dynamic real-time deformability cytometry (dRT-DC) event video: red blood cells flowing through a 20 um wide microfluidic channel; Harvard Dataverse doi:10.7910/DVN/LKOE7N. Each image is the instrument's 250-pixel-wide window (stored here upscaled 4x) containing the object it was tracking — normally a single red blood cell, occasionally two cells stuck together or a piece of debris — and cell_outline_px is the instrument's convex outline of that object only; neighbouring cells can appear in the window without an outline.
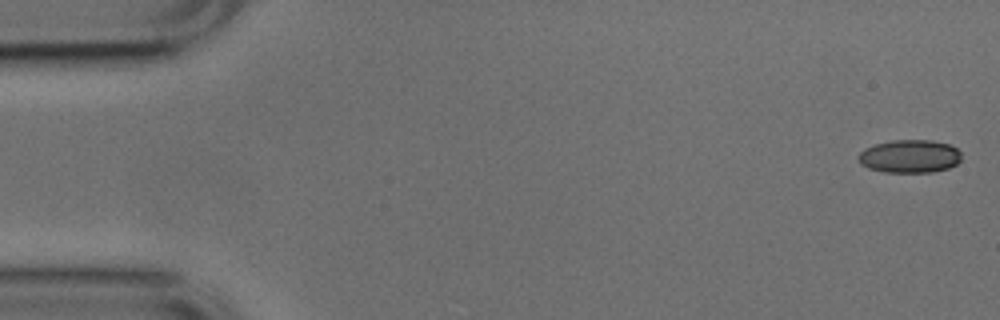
{"species": "common noctule bat (a hibernating species)", "species_latin": "Nyctalus noctula", "temperature_condition": "cold", "stored_images_in_passage": 52, "camera_frame_rate_fps": 3000, "um_per_image_px": 0.085, "animal": {"sex": "male", "body_mass_g": 17.9, "forearm_length_mm": 54.2}, "frame": {"image": 1, "passage_image": 1, "time_ms": 0.0, "image_size_px": [1000, 320], "cell_outline_px": [[960, 160], [956, 164], [948, 168], [932, 172], [884, 172], [868, 168], [860, 164], [856, 156], [864, 148], [876, 144], [892, 140], [932, 140], [948, 144], [956, 148], [960, 152]], "centroid_in_image_um": [77.29, 13.28], "position_along_channel_um": 7.7, "area_um2": 19.94}}
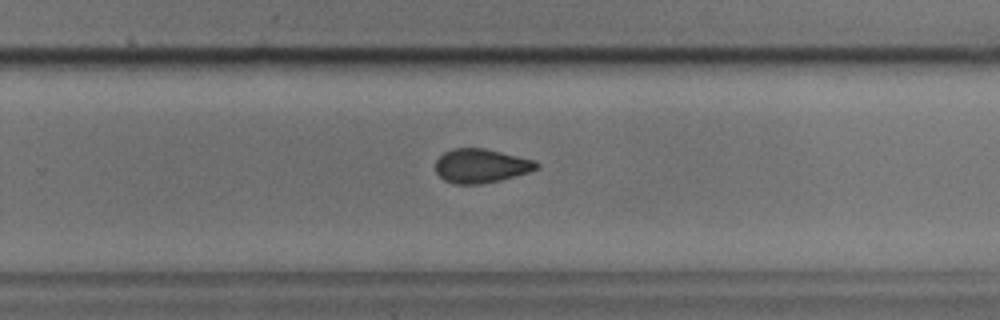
{"frame": {"image": 2, "passage_image": 33, "time_ms": 10.667, "image_size_px": [1000, 320], "cell_outline_px": [[540, 168], [528, 172], [500, 180], [480, 184], [456, 184], [444, 180], [436, 172], [436, 160], [444, 152], [452, 148], [484, 148], [536, 160], [540, 164]], "centroid_in_image_um": [40.9, 14.09], "position_along_channel_um": 288.9, "area_um2": 20.06}}
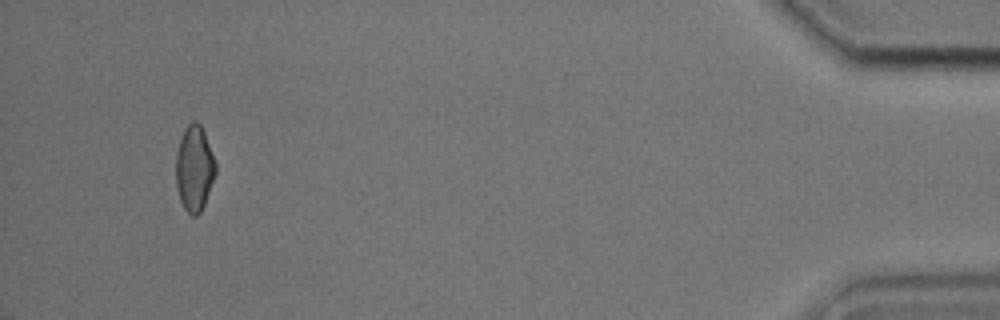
{"frame": {"image": 3, "passage_image": 49, "time_ms": 16.0, "image_size_px": [1000, 320], "cell_outline_px": [[216, 172], [204, 204], [200, 212], [196, 216], [192, 216], [184, 208], [180, 200], [176, 184], [176, 152], [184, 128], [192, 120], [196, 120], [200, 124], [204, 132], [216, 160]], "centroid_in_image_um": [16.52, 14.28], "position_along_channel_um": 418.7, "area_um2": 19.83}, "authors_computed_cell_mechanics": {"area_um2": 20.3745, "velocity_mm_per_s": 3.8314, "shape_relaxation_time_tau1_ms": 9.529, "shape_relaxation_time_tau2_ms": 2.0901, "deformation_change_tau1": 0.1654, "deformation_change_tau2": 0.0754}}